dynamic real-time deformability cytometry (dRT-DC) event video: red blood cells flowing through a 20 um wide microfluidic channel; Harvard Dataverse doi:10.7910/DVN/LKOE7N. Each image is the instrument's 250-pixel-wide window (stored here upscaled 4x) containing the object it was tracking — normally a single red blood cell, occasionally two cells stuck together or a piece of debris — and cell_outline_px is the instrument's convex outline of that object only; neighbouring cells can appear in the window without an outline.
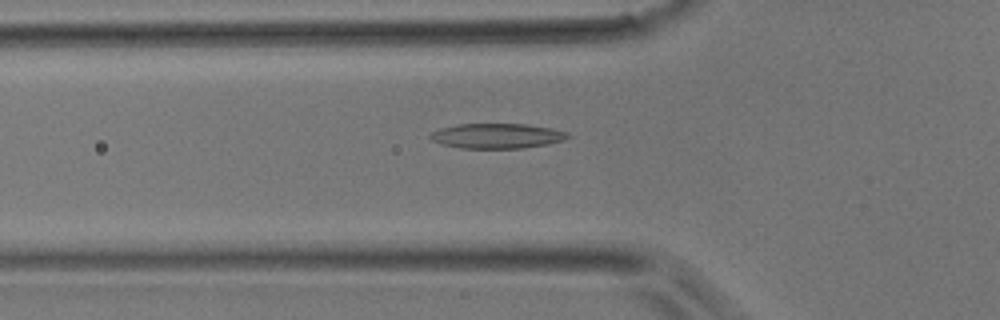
{"species": "common noctule bat (a hibernating species)", "species_latin": "Nyctalus noctula", "temperature_condition": "room temperature", "stored_images_in_passage": 44, "camera_frame_rate_fps": 3000, "um_per_image_px": 0.085, "animal": {"sex": "male", "body_mass_g": 17.9}, "frame": {"image": 1, "passage_image": 15, "time_ms": 4.667, "image_size_px": [1000, 320], "cell_outline_px": [[572, 136], [564, 140], [548, 144], [524, 148], [460, 148], [440, 144], [432, 140], [428, 136], [432, 132], [440, 128], [456, 124], [528, 124], [552, 128], [568, 132]], "centroid_in_image_um": [42.26, 11.55], "position_along_channel_um": 83.5, "area_um2": 20.23}}
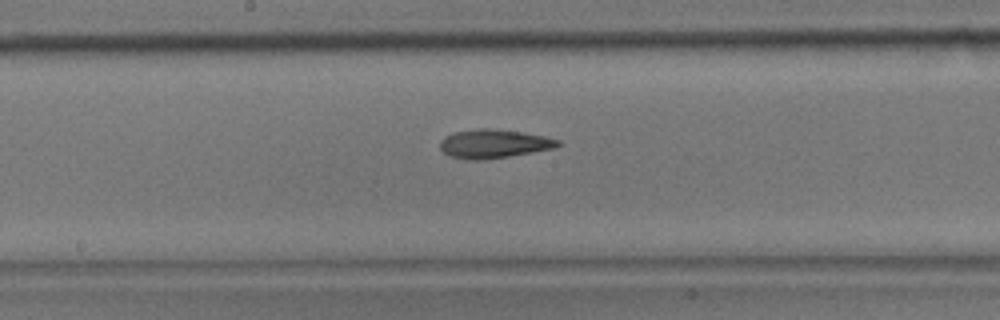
{"frame": {"image": 2, "passage_image": 23, "time_ms": 7.333, "image_size_px": [1000, 320], "cell_outline_px": [[560, 144], [556, 148], [508, 156], [480, 160], [468, 160], [452, 156], [444, 152], [440, 148], [440, 140], [444, 136], [456, 132], [480, 128], [488, 128], [520, 132], [544, 136], [560, 140]], "centroid_in_image_um": [41.97, 12.22], "position_along_channel_um": 206.2, "area_um2": 19.48}}
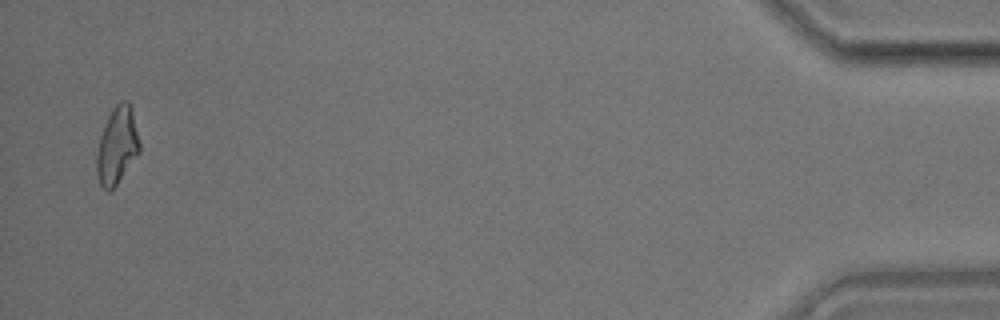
{"frame": {"image": 3, "passage_image": 43, "time_ms": 14.0, "image_size_px": [1000, 320], "cell_outline_px": [[140, 152], [112, 192], [108, 192], [100, 184], [96, 172], [96, 156], [100, 136], [108, 116], [112, 108], [120, 100], [128, 100], [132, 108], [140, 144]], "centroid_in_image_um": [9.96, 12.39], "position_along_channel_um": 425.2, "area_um2": 19.54}}